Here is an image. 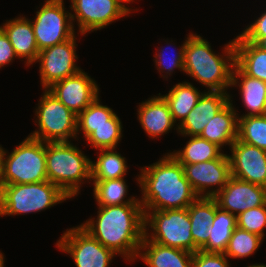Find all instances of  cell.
I'll return each instance as SVG.
<instances>
[{"mask_svg": "<svg viewBox=\"0 0 266 267\" xmlns=\"http://www.w3.org/2000/svg\"><path fill=\"white\" fill-rule=\"evenodd\" d=\"M187 209L195 253L207 243L208 227L216 214V200L213 197H198Z\"/></svg>", "mask_w": 266, "mask_h": 267, "instance_id": "cell-24", "label": "cell"}, {"mask_svg": "<svg viewBox=\"0 0 266 267\" xmlns=\"http://www.w3.org/2000/svg\"><path fill=\"white\" fill-rule=\"evenodd\" d=\"M263 241L264 239L259 235L236 227L224 254L230 259L247 258L255 254Z\"/></svg>", "mask_w": 266, "mask_h": 267, "instance_id": "cell-32", "label": "cell"}, {"mask_svg": "<svg viewBox=\"0 0 266 267\" xmlns=\"http://www.w3.org/2000/svg\"><path fill=\"white\" fill-rule=\"evenodd\" d=\"M237 227L257 234L265 239L266 228V204L255 208L248 209L237 215Z\"/></svg>", "mask_w": 266, "mask_h": 267, "instance_id": "cell-35", "label": "cell"}, {"mask_svg": "<svg viewBox=\"0 0 266 267\" xmlns=\"http://www.w3.org/2000/svg\"><path fill=\"white\" fill-rule=\"evenodd\" d=\"M15 58L17 59L18 57L14 48L5 32L0 28V69L11 64Z\"/></svg>", "mask_w": 266, "mask_h": 267, "instance_id": "cell-38", "label": "cell"}, {"mask_svg": "<svg viewBox=\"0 0 266 267\" xmlns=\"http://www.w3.org/2000/svg\"><path fill=\"white\" fill-rule=\"evenodd\" d=\"M4 148L0 145V172H1V163H2V153Z\"/></svg>", "mask_w": 266, "mask_h": 267, "instance_id": "cell-43", "label": "cell"}, {"mask_svg": "<svg viewBox=\"0 0 266 267\" xmlns=\"http://www.w3.org/2000/svg\"><path fill=\"white\" fill-rule=\"evenodd\" d=\"M84 154L72 141L46 142L48 181L70 199L80 194L84 182L91 183L92 160Z\"/></svg>", "mask_w": 266, "mask_h": 267, "instance_id": "cell-4", "label": "cell"}, {"mask_svg": "<svg viewBox=\"0 0 266 267\" xmlns=\"http://www.w3.org/2000/svg\"><path fill=\"white\" fill-rule=\"evenodd\" d=\"M252 24L247 25L240 35L248 42L257 44L262 38H266V10Z\"/></svg>", "mask_w": 266, "mask_h": 267, "instance_id": "cell-37", "label": "cell"}, {"mask_svg": "<svg viewBox=\"0 0 266 267\" xmlns=\"http://www.w3.org/2000/svg\"><path fill=\"white\" fill-rule=\"evenodd\" d=\"M115 114L112 108L101 103L98 96L86 109L77 115V137L82 132L86 140L93 133V128L111 126V118Z\"/></svg>", "mask_w": 266, "mask_h": 267, "instance_id": "cell-30", "label": "cell"}, {"mask_svg": "<svg viewBox=\"0 0 266 267\" xmlns=\"http://www.w3.org/2000/svg\"><path fill=\"white\" fill-rule=\"evenodd\" d=\"M56 247L69 254L76 267H109L116 254L103 246L80 225L67 228Z\"/></svg>", "mask_w": 266, "mask_h": 267, "instance_id": "cell-10", "label": "cell"}, {"mask_svg": "<svg viewBox=\"0 0 266 267\" xmlns=\"http://www.w3.org/2000/svg\"><path fill=\"white\" fill-rule=\"evenodd\" d=\"M229 149L231 176L266 188V150L238 139Z\"/></svg>", "mask_w": 266, "mask_h": 267, "instance_id": "cell-15", "label": "cell"}, {"mask_svg": "<svg viewBox=\"0 0 266 267\" xmlns=\"http://www.w3.org/2000/svg\"><path fill=\"white\" fill-rule=\"evenodd\" d=\"M257 45L266 51V38H262Z\"/></svg>", "mask_w": 266, "mask_h": 267, "instance_id": "cell-40", "label": "cell"}, {"mask_svg": "<svg viewBox=\"0 0 266 267\" xmlns=\"http://www.w3.org/2000/svg\"><path fill=\"white\" fill-rule=\"evenodd\" d=\"M64 0H45L31 24L39 51L65 42L77 32Z\"/></svg>", "mask_w": 266, "mask_h": 267, "instance_id": "cell-9", "label": "cell"}, {"mask_svg": "<svg viewBox=\"0 0 266 267\" xmlns=\"http://www.w3.org/2000/svg\"><path fill=\"white\" fill-rule=\"evenodd\" d=\"M229 263L224 253L198 250L194 253L192 267H230Z\"/></svg>", "mask_w": 266, "mask_h": 267, "instance_id": "cell-36", "label": "cell"}, {"mask_svg": "<svg viewBox=\"0 0 266 267\" xmlns=\"http://www.w3.org/2000/svg\"><path fill=\"white\" fill-rule=\"evenodd\" d=\"M125 177L119 179H108L91 181L93 186V198L96 200L97 206H113L130 203H141L139 197L126 195L128 192V185ZM125 199V200H124Z\"/></svg>", "mask_w": 266, "mask_h": 267, "instance_id": "cell-27", "label": "cell"}, {"mask_svg": "<svg viewBox=\"0 0 266 267\" xmlns=\"http://www.w3.org/2000/svg\"><path fill=\"white\" fill-rule=\"evenodd\" d=\"M117 149H100L96 162H91V181L119 179L128 172L127 159Z\"/></svg>", "mask_w": 266, "mask_h": 267, "instance_id": "cell-28", "label": "cell"}, {"mask_svg": "<svg viewBox=\"0 0 266 267\" xmlns=\"http://www.w3.org/2000/svg\"><path fill=\"white\" fill-rule=\"evenodd\" d=\"M230 102V92L204 91L195 107L178 126L182 137L199 136L208 122Z\"/></svg>", "mask_w": 266, "mask_h": 267, "instance_id": "cell-17", "label": "cell"}, {"mask_svg": "<svg viewBox=\"0 0 266 267\" xmlns=\"http://www.w3.org/2000/svg\"><path fill=\"white\" fill-rule=\"evenodd\" d=\"M247 267H266V264H263V263H262V264H261V263L258 264V263H256V264H252V265L250 264V265L247 266Z\"/></svg>", "mask_w": 266, "mask_h": 267, "instance_id": "cell-42", "label": "cell"}, {"mask_svg": "<svg viewBox=\"0 0 266 267\" xmlns=\"http://www.w3.org/2000/svg\"><path fill=\"white\" fill-rule=\"evenodd\" d=\"M5 261V256L4 254L0 251V267H4V262Z\"/></svg>", "mask_w": 266, "mask_h": 267, "instance_id": "cell-41", "label": "cell"}, {"mask_svg": "<svg viewBox=\"0 0 266 267\" xmlns=\"http://www.w3.org/2000/svg\"><path fill=\"white\" fill-rule=\"evenodd\" d=\"M122 121L115 114L111 118V126H101L93 128V133L86 139L87 143L95 148L100 149H117L123 137Z\"/></svg>", "mask_w": 266, "mask_h": 267, "instance_id": "cell-33", "label": "cell"}, {"mask_svg": "<svg viewBox=\"0 0 266 267\" xmlns=\"http://www.w3.org/2000/svg\"><path fill=\"white\" fill-rule=\"evenodd\" d=\"M136 177L143 211L187 208L199 196L186 179L183 166L168 152L140 168Z\"/></svg>", "mask_w": 266, "mask_h": 267, "instance_id": "cell-2", "label": "cell"}, {"mask_svg": "<svg viewBox=\"0 0 266 267\" xmlns=\"http://www.w3.org/2000/svg\"><path fill=\"white\" fill-rule=\"evenodd\" d=\"M144 215V235L150 241L194 253L187 208L144 211Z\"/></svg>", "mask_w": 266, "mask_h": 267, "instance_id": "cell-8", "label": "cell"}, {"mask_svg": "<svg viewBox=\"0 0 266 267\" xmlns=\"http://www.w3.org/2000/svg\"><path fill=\"white\" fill-rule=\"evenodd\" d=\"M203 93L191 82L182 81V83L175 84L169 93L162 95L169 105L174 122L178 126L195 107Z\"/></svg>", "mask_w": 266, "mask_h": 267, "instance_id": "cell-26", "label": "cell"}, {"mask_svg": "<svg viewBox=\"0 0 266 267\" xmlns=\"http://www.w3.org/2000/svg\"><path fill=\"white\" fill-rule=\"evenodd\" d=\"M71 18L80 35L101 30L131 12L119 0H70ZM73 12V13H72Z\"/></svg>", "mask_w": 266, "mask_h": 267, "instance_id": "cell-11", "label": "cell"}, {"mask_svg": "<svg viewBox=\"0 0 266 267\" xmlns=\"http://www.w3.org/2000/svg\"><path fill=\"white\" fill-rule=\"evenodd\" d=\"M131 13L134 12V11H138L139 9H132L133 7H129L127 6V4L129 3H133L134 0H119ZM125 3V4H124Z\"/></svg>", "mask_w": 266, "mask_h": 267, "instance_id": "cell-39", "label": "cell"}, {"mask_svg": "<svg viewBox=\"0 0 266 267\" xmlns=\"http://www.w3.org/2000/svg\"><path fill=\"white\" fill-rule=\"evenodd\" d=\"M35 109L38 127L28 136L43 142L71 141L77 138V115L65 107L47 89H43Z\"/></svg>", "mask_w": 266, "mask_h": 267, "instance_id": "cell-7", "label": "cell"}, {"mask_svg": "<svg viewBox=\"0 0 266 267\" xmlns=\"http://www.w3.org/2000/svg\"><path fill=\"white\" fill-rule=\"evenodd\" d=\"M187 39H188V35L185 41L183 42V44L181 45V47L179 45L178 51H176V48L173 49L175 51L173 52L174 55H172L171 57H167V55H165L164 49L166 47L169 49V46H171V44L172 45L174 44L172 43L173 40L171 41H169L168 39L167 41L165 40L168 46L166 47L160 46L159 50L158 51L156 50L157 53L154 55L155 58L153 59L155 62L154 64L158 72L160 73V76H162L163 78H166V80L170 77V75L172 76L175 69H178L184 73V55H185V47H186ZM168 49L166 51H169Z\"/></svg>", "mask_w": 266, "mask_h": 267, "instance_id": "cell-34", "label": "cell"}, {"mask_svg": "<svg viewBox=\"0 0 266 267\" xmlns=\"http://www.w3.org/2000/svg\"><path fill=\"white\" fill-rule=\"evenodd\" d=\"M239 87V94L247 113L237 118L266 114V82L247 76L236 64L232 73V87Z\"/></svg>", "mask_w": 266, "mask_h": 267, "instance_id": "cell-21", "label": "cell"}, {"mask_svg": "<svg viewBox=\"0 0 266 267\" xmlns=\"http://www.w3.org/2000/svg\"><path fill=\"white\" fill-rule=\"evenodd\" d=\"M181 150L169 152L180 164H194L219 158L224 152L214 143L200 136H189Z\"/></svg>", "mask_w": 266, "mask_h": 267, "instance_id": "cell-29", "label": "cell"}, {"mask_svg": "<svg viewBox=\"0 0 266 267\" xmlns=\"http://www.w3.org/2000/svg\"><path fill=\"white\" fill-rule=\"evenodd\" d=\"M8 154V155H7ZM46 142L27 136L11 153H2L0 185L47 181Z\"/></svg>", "mask_w": 266, "mask_h": 267, "instance_id": "cell-5", "label": "cell"}, {"mask_svg": "<svg viewBox=\"0 0 266 267\" xmlns=\"http://www.w3.org/2000/svg\"><path fill=\"white\" fill-rule=\"evenodd\" d=\"M70 199L50 181L0 185V217L37 213Z\"/></svg>", "mask_w": 266, "mask_h": 267, "instance_id": "cell-6", "label": "cell"}, {"mask_svg": "<svg viewBox=\"0 0 266 267\" xmlns=\"http://www.w3.org/2000/svg\"><path fill=\"white\" fill-rule=\"evenodd\" d=\"M76 40L75 34L65 42L39 51L35 64L39 62L40 84L43 89L81 70L76 63L79 58L76 53Z\"/></svg>", "mask_w": 266, "mask_h": 267, "instance_id": "cell-12", "label": "cell"}, {"mask_svg": "<svg viewBox=\"0 0 266 267\" xmlns=\"http://www.w3.org/2000/svg\"><path fill=\"white\" fill-rule=\"evenodd\" d=\"M237 227V216L218 207L212 224L208 227L207 243L200 249L204 252L224 253L233 230Z\"/></svg>", "mask_w": 266, "mask_h": 267, "instance_id": "cell-25", "label": "cell"}, {"mask_svg": "<svg viewBox=\"0 0 266 267\" xmlns=\"http://www.w3.org/2000/svg\"><path fill=\"white\" fill-rule=\"evenodd\" d=\"M222 54L212 50L200 34L189 33L184 55V73L207 87L208 91L227 92L235 66L234 39L225 44Z\"/></svg>", "mask_w": 266, "mask_h": 267, "instance_id": "cell-3", "label": "cell"}, {"mask_svg": "<svg viewBox=\"0 0 266 267\" xmlns=\"http://www.w3.org/2000/svg\"><path fill=\"white\" fill-rule=\"evenodd\" d=\"M234 47L235 64L247 76L266 82V51L240 34L234 38Z\"/></svg>", "mask_w": 266, "mask_h": 267, "instance_id": "cell-23", "label": "cell"}, {"mask_svg": "<svg viewBox=\"0 0 266 267\" xmlns=\"http://www.w3.org/2000/svg\"><path fill=\"white\" fill-rule=\"evenodd\" d=\"M0 28L7 35L12 44L15 54L22 61L25 59V65L28 67L33 65L38 57L39 49L36 43L34 30L31 24V18L28 19L25 15L7 20L0 25Z\"/></svg>", "mask_w": 266, "mask_h": 267, "instance_id": "cell-19", "label": "cell"}, {"mask_svg": "<svg viewBox=\"0 0 266 267\" xmlns=\"http://www.w3.org/2000/svg\"><path fill=\"white\" fill-rule=\"evenodd\" d=\"M220 209L239 215L266 204V188L230 177L224 188L213 196Z\"/></svg>", "mask_w": 266, "mask_h": 267, "instance_id": "cell-16", "label": "cell"}, {"mask_svg": "<svg viewBox=\"0 0 266 267\" xmlns=\"http://www.w3.org/2000/svg\"><path fill=\"white\" fill-rule=\"evenodd\" d=\"M193 256L192 252L161 245L144 235L137 259L140 258L148 267H192Z\"/></svg>", "mask_w": 266, "mask_h": 267, "instance_id": "cell-20", "label": "cell"}, {"mask_svg": "<svg viewBox=\"0 0 266 267\" xmlns=\"http://www.w3.org/2000/svg\"><path fill=\"white\" fill-rule=\"evenodd\" d=\"M137 118L145 133L149 138L158 139L167 134L170 130H178V125L174 122L169 105L164 97L159 93L149 97L137 106Z\"/></svg>", "mask_w": 266, "mask_h": 267, "instance_id": "cell-18", "label": "cell"}, {"mask_svg": "<svg viewBox=\"0 0 266 267\" xmlns=\"http://www.w3.org/2000/svg\"><path fill=\"white\" fill-rule=\"evenodd\" d=\"M230 94V102L222 108L205 126L200 137L216 144L221 149L226 145L231 147L237 139L238 118L237 110L233 105Z\"/></svg>", "mask_w": 266, "mask_h": 267, "instance_id": "cell-22", "label": "cell"}, {"mask_svg": "<svg viewBox=\"0 0 266 267\" xmlns=\"http://www.w3.org/2000/svg\"><path fill=\"white\" fill-rule=\"evenodd\" d=\"M47 90L76 115L86 109L100 94L97 82L83 69L55 82Z\"/></svg>", "mask_w": 266, "mask_h": 267, "instance_id": "cell-14", "label": "cell"}, {"mask_svg": "<svg viewBox=\"0 0 266 267\" xmlns=\"http://www.w3.org/2000/svg\"><path fill=\"white\" fill-rule=\"evenodd\" d=\"M181 165L186 179L199 197H213L231 177L230 160L226 153L210 161Z\"/></svg>", "mask_w": 266, "mask_h": 267, "instance_id": "cell-13", "label": "cell"}, {"mask_svg": "<svg viewBox=\"0 0 266 267\" xmlns=\"http://www.w3.org/2000/svg\"><path fill=\"white\" fill-rule=\"evenodd\" d=\"M237 139L266 150V114L238 118Z\"/></svg>", "mask_w": 266, "mask_h": 267, "instance_id": "cell-31", "label": "cell"}, {"mask_svg": "<svg viewBox=\"0 0 266 267\" xmlns=\"http://www.w3.org/2000/svg\"><path fill=\"white\" fill-rule=\"evenodd\" d=\"M97 207V218L91 217L80 226L117 256L134 262L145 233L142 204Z\"/></svg>", "mask_w": 266, "mask_h": 267, "instance_id": "cell-1", "label": "cell"}]
</instances>
